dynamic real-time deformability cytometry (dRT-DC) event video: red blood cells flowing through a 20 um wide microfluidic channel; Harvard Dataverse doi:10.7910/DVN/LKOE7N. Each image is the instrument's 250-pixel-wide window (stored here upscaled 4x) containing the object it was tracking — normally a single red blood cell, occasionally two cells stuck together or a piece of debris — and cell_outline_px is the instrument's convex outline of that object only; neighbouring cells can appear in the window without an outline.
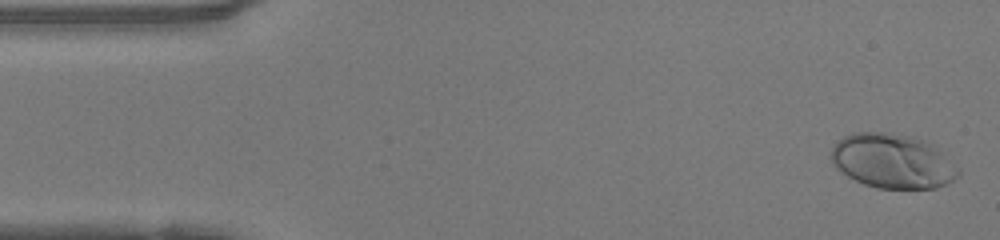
{"species": "human", "species_latin": "Homo sapiens", "temperature_condition": "warm", "stored_images_in_passage": 47, "camera_frame_rate_fps": 3000, "um_per_image_px": 0.085, "donor": {"sex": "female"}, "frame": {"image": 1, "passage_image": 1, "time_ms": 0.0, "image_size_px": [1000, 240], "cell_outline_px": [[960, 176], [948, 184], [936, 188], [876, 188], [864, 184], [848, 176], [836, 168], [832, 160], [832, 148], [844, 136], [852, 132], [892, 132], [916, 136], [932, 144], [960, 168]], "centroid_in_image_um": [75.92, 13.68], "position_along_channel_um": 9.1, "area_um2": 40.63}}
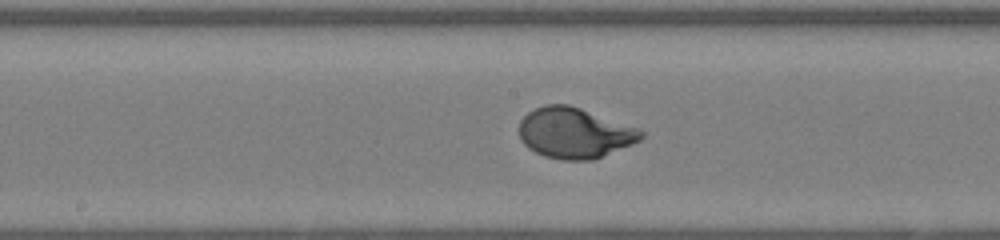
{"frame": {"image": 2, "passage_image": 23, "time_ms": 7.333, "image_size_px": [1000, 240], "cell_outline_px": [[644, 136], [640, 140], [632, 144], [592, 160], [560, 160], [544, 156], [528, 148], [520, 140], [520, 120], [528, 112], [544, 104], [568, 104], [640, 128], [644, 132]], "centroid_in_image_um": [48.84, 11.3], "position_along_channel_um": 199.4, "area_um2": 35.95}}
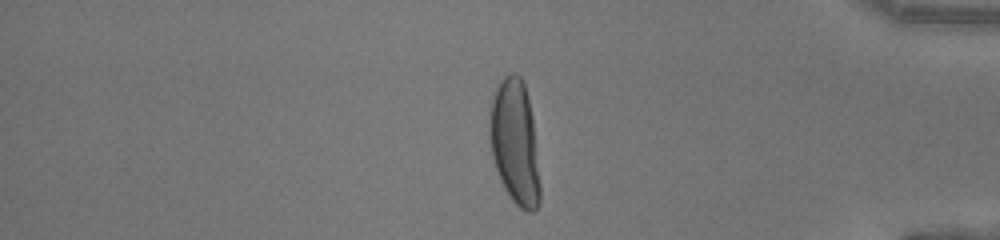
{"frame": {"image": 3, "passage_image": 39, "time_ms": 12.667, "image_size_px": [1000, 240], "cell_outline_px": [[540, 204], [532, 212], [528, 212], [520, 208], [512, 200], [504, 188], [500, 180], [492, 156], [488, 132], [488, 124], [492, 100], [496, 88], [500, 80], [508, 72], [516, 72], [524, 80], [528, 96], [532, 116], [540, 184]], "centroid_in_image_um": [43.75, 12.08], "position_along_channel_um": 391.4, "area_um2": 36.88}, "authors_computed_cell_mechanics": {"area_um2": 35.3736, "velocity_mm_per_s": 4.1981, "shape_relaxation_time_tau1_ms": 3.2602, "shape_relaxation_time_tau2_ms": null, "deformation_change_tau1": 0.2254, "deformation_change_tau2": null}}